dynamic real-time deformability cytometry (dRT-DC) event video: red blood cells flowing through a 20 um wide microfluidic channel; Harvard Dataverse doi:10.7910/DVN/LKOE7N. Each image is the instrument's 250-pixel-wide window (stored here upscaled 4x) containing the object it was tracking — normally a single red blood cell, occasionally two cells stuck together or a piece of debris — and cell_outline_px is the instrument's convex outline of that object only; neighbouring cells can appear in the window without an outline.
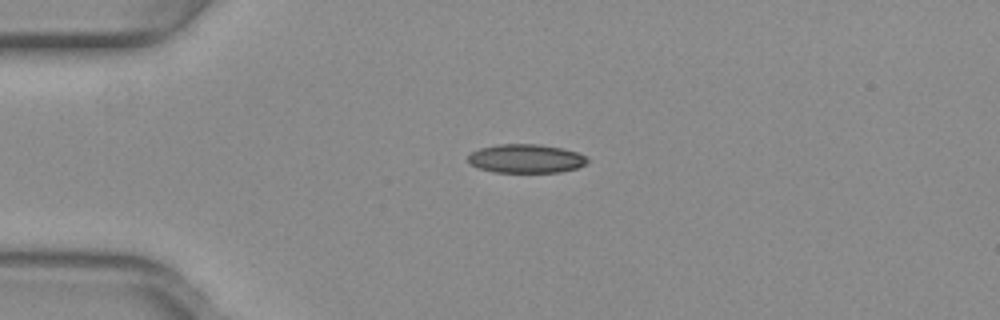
{"species": "common noctule bat (a hibernating species)", "species_latin": "Nyctalus noctula", "temperature_condition": "warm", "stored_images_in_passage": 40, "camera_frame_rate_fps": 3000, "um_per_image_px": 0.085, "animal": {"sex": "female", "body_mass_g": 29.2, "forearm_length_mm": 56.3}, "frame": {"image": 1, "passage_image": 1, "time_ms": 0.0, "image_size_px": [1000, 320], "cell_outline_px": [[588, 160], [584, 164], [576, 168], [560, 172], [492, 172], [480, 168], [472, 164], [468, 160], [468, 156], [472, 152], [480, 148], [496, 144], [540, 144], [560, 148], [576, 152], [584, 156]], "centroid_in_image_um": [44.68, 13.48], "position_along_channel_um": 40.3, "area_um2": 19.77}}
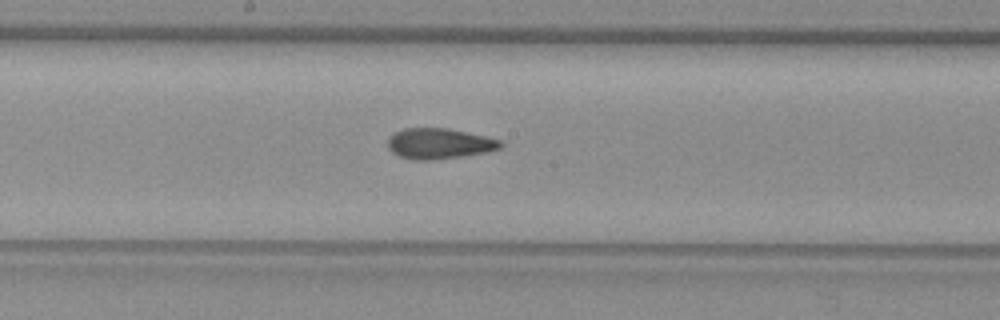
{"frame": {"image": 2, "passage_image": 16, "time_ms": 5.0, "image_size_px": [1000, 320], "cell_outline_px": [[504, 144], [500, 148], [488, 152], [464, 156], [428, 160], [412, 160], [400, 156], [392, 152], [388, 148], [388, 140], [396, 132], [404, 128], [448, 128], [484, 136], [500, 140]], "centroid_in_image_um": [37.35, 12.21], "position_along_channel_um": 210.9, "area_um2": 20.0}}
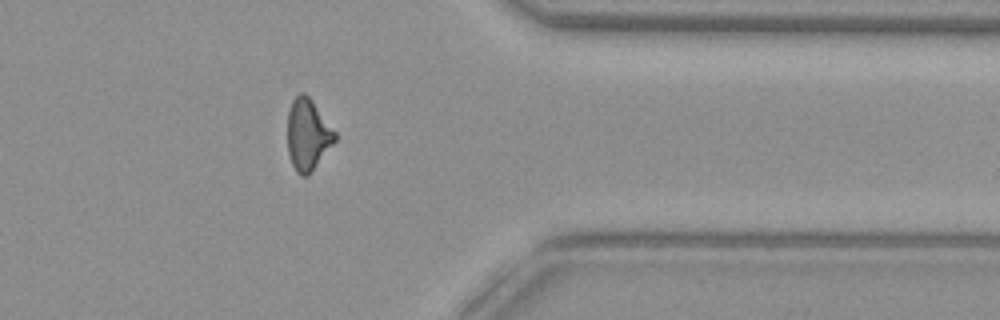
{"frame": {"image": 3, "passage_image": 30, "time_ms": 9.667, "image_size_px": [1000, 320], "cell_outline_px": [[336, 140], [312, 172], [308, 176], [300, 176], [296, 172], [292, 164], [288, 152], [288, 112], [292, 100], [300, 92], [304, 92], [312, 100], [336, 132]], "centroid_in_image_um": [26.16, 11.46], "position_along_channel_um": 385.2, "area_um2": 19.77}, "authors_computed_cell_mechanics": {"area_um2": 19.8254, "velocity_mm_per_s": 4.0357, "shape_relaxation_time_tau1_ms": null, "shape_relaxation_time_tau2_ms": 2.4339, "deformation_change_tau1": null, "deformation_change_tau2": 0.0927}}